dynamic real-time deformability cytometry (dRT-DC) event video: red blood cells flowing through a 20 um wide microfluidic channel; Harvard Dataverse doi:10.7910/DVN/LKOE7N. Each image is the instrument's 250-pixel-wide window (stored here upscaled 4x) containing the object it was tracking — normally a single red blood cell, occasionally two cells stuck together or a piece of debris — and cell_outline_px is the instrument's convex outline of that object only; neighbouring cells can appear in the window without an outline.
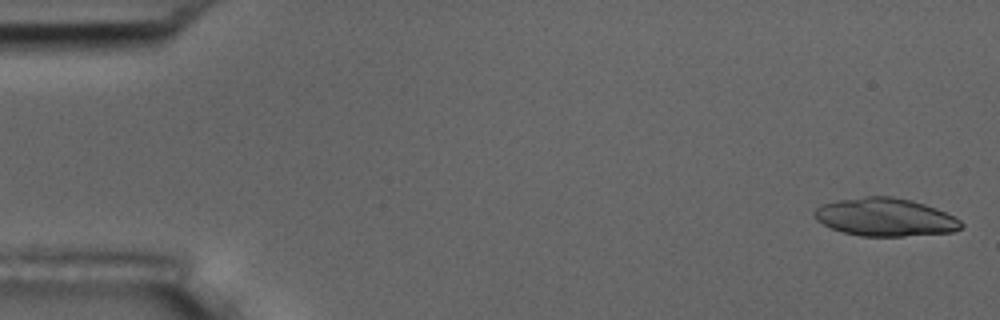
{"species": "common noctule bat (a hibernating species)", "species_latin": "Nyctalus noctula", "temperature_condition": "room temperature", "stored_images_in_passage": 6, "camera_frame_rate_fps": 3000, "um_per_image_px": 0.085, "animal": {"sex": "male", "body_mass_g": 17.5, "forearm_length_mm": 52.3}, "frame": {"image": 1, "passage_image": 1, "time_ms": 0.0, "image_size_px": [1000, 320], "cell_outline_px": [[964, 224], [960, 228], [952, 232], [904, 236], [860, 236], [844, 232], [832, 228], [816, 220], [812, 212], [820, 204], [836, 200], [864, 196], [892, 196], [912, 200], [936, 208], [960, 220]], "centroid_in_image_um": [75.2, 18.45], "position_along_channel_um": 9.8, "area_um2": 32.54}}
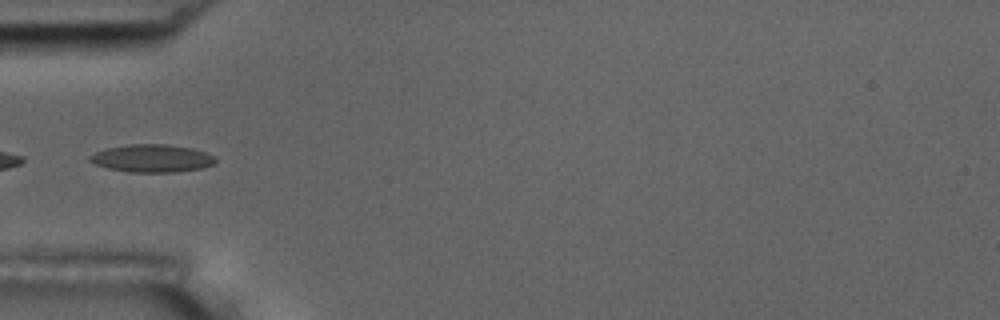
{"frame": {"image": 2, "passage_image": 6, "time_ms": 5.667, "image_size_px": [1000, 320], "cell_outline_px": [[216, 160], [212, 164], [200, 168], [176, 172], [128, 172], [108, 168], [96, 164], [88, 160], [88, 156], [104, 148], [128, 144], [168, 144], [192, 148], [204, 152], [212, 156]], "centroid_in_image_um": [12.86, 13.45], "position_along_channel_um": 72.1, "area_um2": 20.23}}